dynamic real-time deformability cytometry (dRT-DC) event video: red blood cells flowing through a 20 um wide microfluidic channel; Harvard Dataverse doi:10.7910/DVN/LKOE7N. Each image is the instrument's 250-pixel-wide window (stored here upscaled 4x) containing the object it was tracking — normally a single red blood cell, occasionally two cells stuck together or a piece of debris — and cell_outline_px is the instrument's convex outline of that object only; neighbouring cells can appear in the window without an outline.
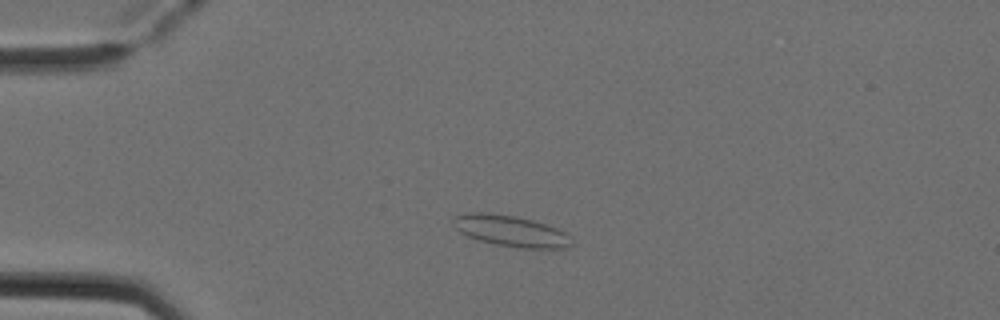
{"species": "Egyptian fruit bat (a non-hibernating species)", "species_latin": "Rousettus aegyptiacus", "temperature_condition": "cold", "stored_images_in_passage": 3, "camera_frame_rate_fps": 3000, "um_per_image_px": 0.085, "animal": {"sex": "female"}, "frame": {"image": 1, "passage_image": 2, "time_ms": 0.333, "image_size_px": [1000, 320], "cell_outline_px": [[572, 244], [568, 248], [520, 248], [496, 244], [480, 240], [468, 236], [460, 232], [456, 228], [452, 220], [452, 216], [476, 212], [484, 212], [516, 216], [532, 220], [556, 228], [572, 236]], "centroid_in_image_um": [43.44, 19.63], "position_along_channel_um": 41.6, "area_um2": 21.33}}